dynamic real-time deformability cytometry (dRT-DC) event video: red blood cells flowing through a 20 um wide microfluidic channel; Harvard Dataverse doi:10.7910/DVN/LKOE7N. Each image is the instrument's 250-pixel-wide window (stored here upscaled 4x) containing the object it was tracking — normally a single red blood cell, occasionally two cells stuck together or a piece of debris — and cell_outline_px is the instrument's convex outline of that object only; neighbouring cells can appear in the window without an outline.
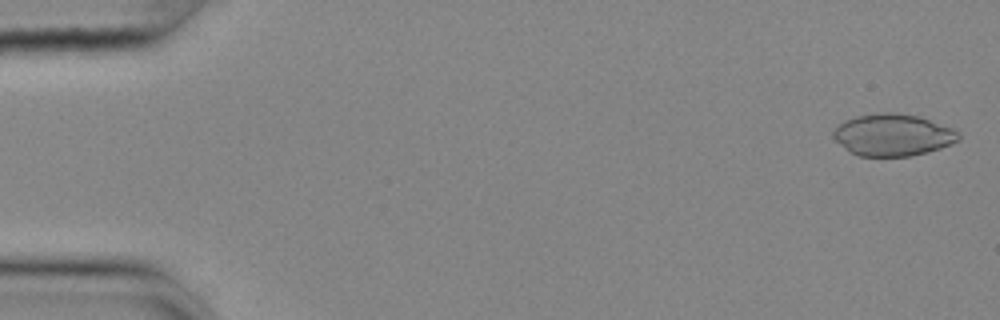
{"species": "common noctule bat (a hibernating species)", "species_latin": "Nyctalus noctula", "temperature_condition": "cold", "stored_images_in_passage": 56, "camera_frame_rate_fps": 3000, "um_per_image_px": 0.085, "animal": {"sex": "female", "body_mass_g": 25.1}, "frame": {"image": 1, "passage_image": 2, "time_ms": 0.333, "image_size_px": [1000, 320], "cell_outline_px": [[960, 140], [952, 144], [928, 152], [908, 156], [860, 156], [852, 152], [836, 140], [832, 136], [832, 132], [844, 120], [856, 116], [880, 112], [892, 112], [920, 116], [952, 128], [960, 132]], "centroid_in_image_um": [75.93, 11.46], "position_along_channel_um": 9.1, "area_um2": 30.58}}
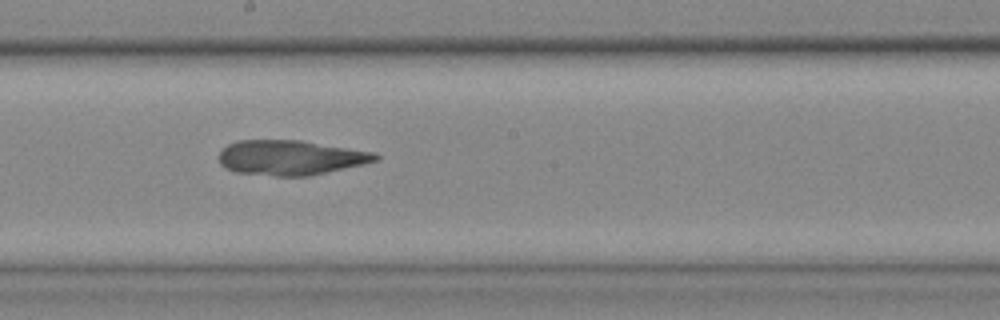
{"frame": {"image": 2, "passage_image": 31, "time_ms": 10.0, "image_size_px": [1000, 320], "cell_outline_px": [[380, 160], [364, 164], [308, 176], [276, 176], [236, 172], [224, 168], [220, 164], [220, 152], [228, 144], [236, 140], [300, 140], [376, 152], [380, 156]], "centroid_in_image_um": [24.72, 13.39], "position_along_channel_um": 223.5, "area_um2": 31.91}}
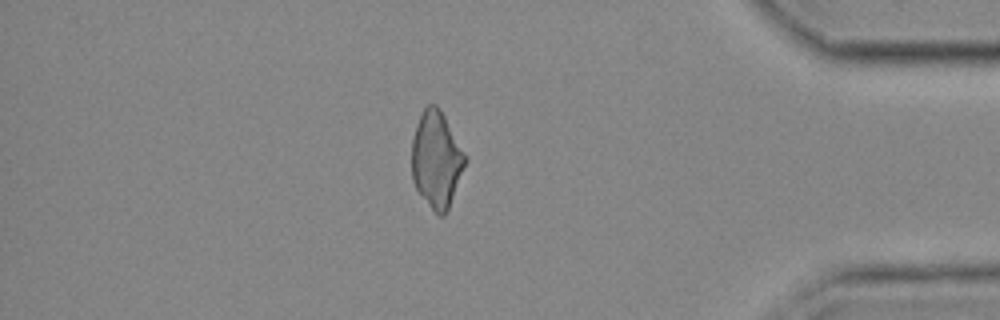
{"frame": {"image": 3, "passage_image": 48, "time_ms": 15.667, "image_size_px": [1000, 320], "cell_outline_px": [[468, 160], [448, 208], [444, 216], [436, 216], [416, 188], [412, 180], [412, 140], [416, 124], [424, 108], [428, 104], [436, 104], [440, 108], [468, 156]], "centroid_in_image_um": [37.12, 13.56], "position_along_channel_um": 398.1, "area_um2": 30.35}}